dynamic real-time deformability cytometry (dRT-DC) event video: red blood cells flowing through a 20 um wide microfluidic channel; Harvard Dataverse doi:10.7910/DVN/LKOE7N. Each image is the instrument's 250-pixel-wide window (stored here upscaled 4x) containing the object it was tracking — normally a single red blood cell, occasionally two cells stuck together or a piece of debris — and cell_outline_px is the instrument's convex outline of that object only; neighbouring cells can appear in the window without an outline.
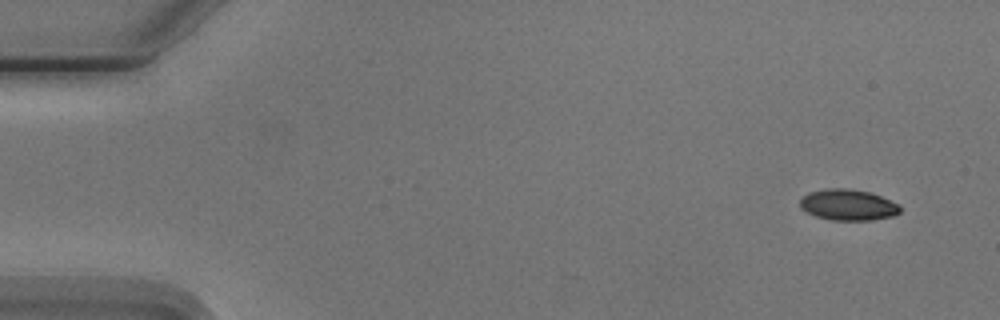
{"species": "Egyptian fruit bat (a non-hibernating species)", "species_latin": "Rousettus aegyptiacus", "temperature_condition": "cold", "stored_images_in_passage": 4, "camera_frame_rate_fps": 3000, "um_per_image_px": 0.085, "animal": {"sex": "male"}, "frame": {"image": 1, "passage_image": 1, "time_ms": 0.0, "image_size_px": [1000, 320], "cell_outline_px": [[900, 212], [892, 216], [872, 220], [832, 220], [816, 216], [800, 208], [800, 196], [808, 192], [824, 188], [848, 188], [868, 192], [880, 196], [900, 204]], "centroid_in_image_um": [72.05, 17.4], "position_along_channel_um": 12.9, "area_um2": 18.21}}
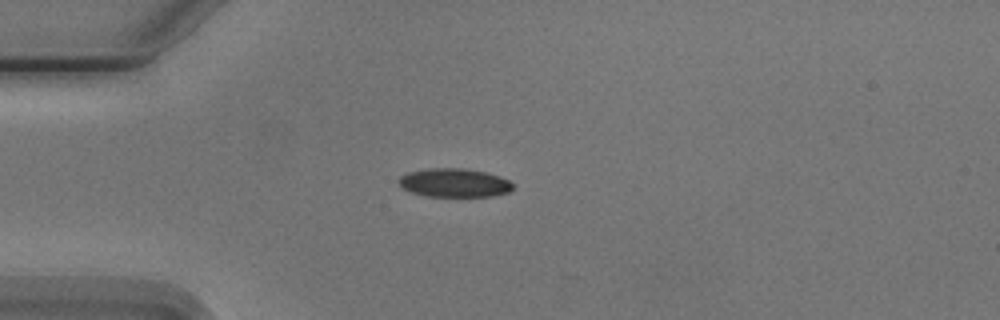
{"frame": {"image": 2, "passage_image": 4, "time_ms": 3.667, "image_size_px": [1000, 320], "cell_outline_px": [[512, 188], [508, 192], [492, 196], [428, 196], [412, 192], [404, 188], [396, 180], [400, 176], [408, 172], [428, 168], [464, 168], [484, 172], [500, 176], [508, 180], [512, 184]], "centroid_in_image_um": [38.59, 15.53], "position_along_channel_um": 46.4, "area_um2": 18.9}}